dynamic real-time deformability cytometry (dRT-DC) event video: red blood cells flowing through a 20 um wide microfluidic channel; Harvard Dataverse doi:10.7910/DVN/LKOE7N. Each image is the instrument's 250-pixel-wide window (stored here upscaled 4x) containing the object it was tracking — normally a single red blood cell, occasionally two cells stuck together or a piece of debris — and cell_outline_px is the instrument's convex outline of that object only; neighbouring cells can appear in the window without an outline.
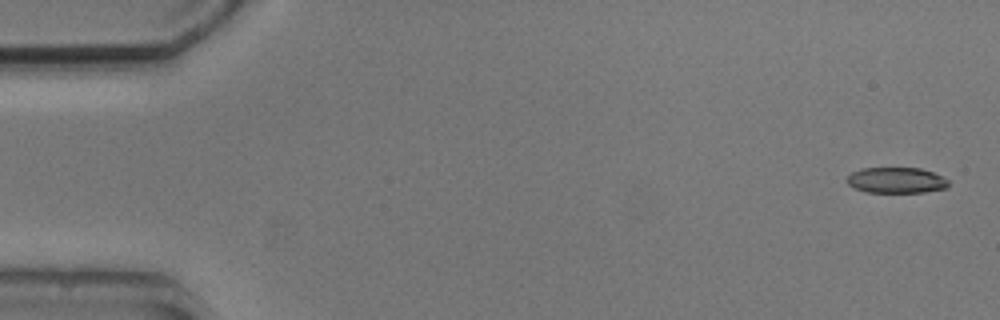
{"species": "common noctule bat (a hibernating species)", "species_latin": "Nyctalus noctula", "temperature_condition": "cold", "stored_images_in_passage": 5, "camera_frame_rate_fps": 3000, "um_per_image_px": 0.085, "animal": {"sex": "male", "body_mass_g": 20.5, "forearm_length_mm": 52.5}, "frame": {"image": 1, "passage_image": 1, "time_ms": 0.0, "image_size_px": [1000, 320], "cell_outline_px": [[948, 188], [924, 192], [864, 192], [848, 184], [844, 180], [852, 172], [860, 168], [920, 168], [932, 172], [948, 180]], "centroid_in_image_um": [76.15, 15.32], "position_along_channel_um": 8.8, "area_um2": 15.26}}
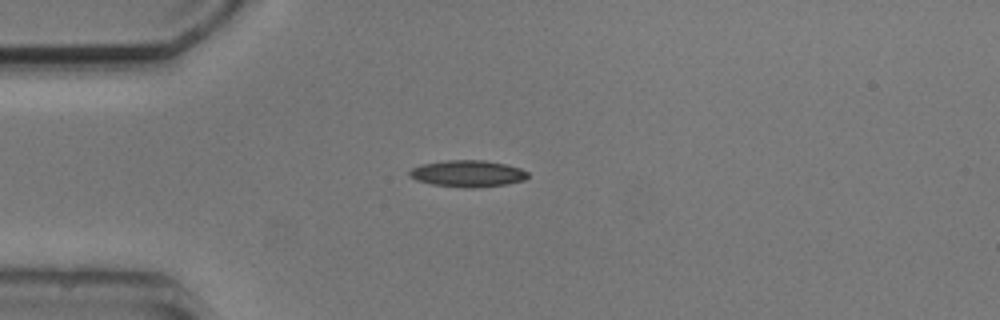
{"frame": {"image": 2, "passage_image": 4, "time_ms": 4.0, "image_size_px": [1000, 320], "cell_outline_px": [[528, 176], [524, 180], [508, 184], [476, 188], [464, 188], [432, 184], [416, 180], [408, 176], [408, 172], [412, 168], [424, 164], [448, 160], [484, 160], [504, 164], [520, 168], [528, 172]], "centroid_in_image_um": [39.76, 14.76], "position_along_channel_um": 45.2, "area_um2": 18.38}}